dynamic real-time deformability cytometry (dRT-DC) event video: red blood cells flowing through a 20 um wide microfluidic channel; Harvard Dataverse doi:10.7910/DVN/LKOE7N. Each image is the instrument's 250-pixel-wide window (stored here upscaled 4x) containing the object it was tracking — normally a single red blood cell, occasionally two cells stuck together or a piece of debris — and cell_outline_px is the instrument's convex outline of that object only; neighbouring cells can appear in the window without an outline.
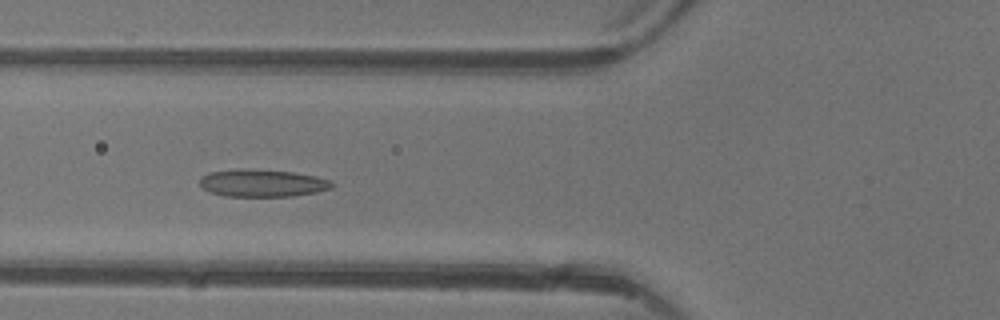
{"species": "common noctule bat (a hibernating species)", "species_latin": "Nyctalus noctula", "temperature_condition": "warm", "stored_images_in_passage": 5, "camera_frame_rate_fps": 3000, "um_per_image_px": 0.085, "animal": {"sex": "female"}, "frame": {"image": 1, "passage_image": 5, "time_ms": 4.667, "image_size_px": [1000, 320], "cell_outline_px": [[336, 184], [332, 188], [316, 192], [292, 196], [224, 196], [208, 192], [200, 184], [200, 176], [208, 172], [292, 172], [316, 176], [332, 180]], "centroid_in_image_um": [22.38, 15.62], "position_along_channel_um": 103.4, "area_um2": 20.11}}